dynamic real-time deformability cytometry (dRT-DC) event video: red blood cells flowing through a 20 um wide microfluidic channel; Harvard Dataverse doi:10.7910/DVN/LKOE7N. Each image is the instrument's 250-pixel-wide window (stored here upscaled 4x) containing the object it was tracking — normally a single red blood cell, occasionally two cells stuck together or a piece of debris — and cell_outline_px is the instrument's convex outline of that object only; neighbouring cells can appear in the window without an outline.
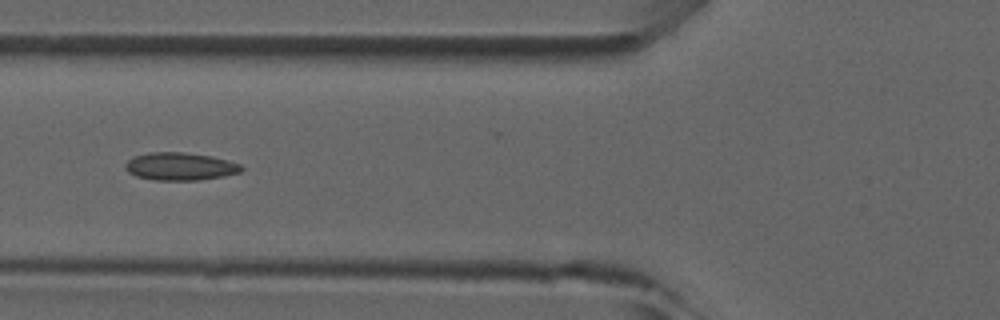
{"species": "common noctule bat (a hibernating species)", "species_latin": "Nyctalus noctula", "temperature_condition": "room temperature", "stored_images_in_passage": 4, "camera_frame_rate_fps": 3000, "um_per_image_px": 0.085, "animal": {"sex": "male", "forearm_length_mm": 52.5}, "frame": {"image": 1, "passage_image": 3, "time_ms": 2.333, "image_size_px": [1000, 320], "cell_outline_px": [[244, 168], [240, 172], [224, 176], [196, 180], [156, 180], [136, 176], [128, 172], [124, 168], [124, 164], [128, 160], [136, 156], [148, 152], [184, 152], [212, 156], [228, 160], [240, 164]], "centroid_in_image_um": [15.31, 14.14], "position_along_channel_um": 110.5, "area_um2": 18.79}}
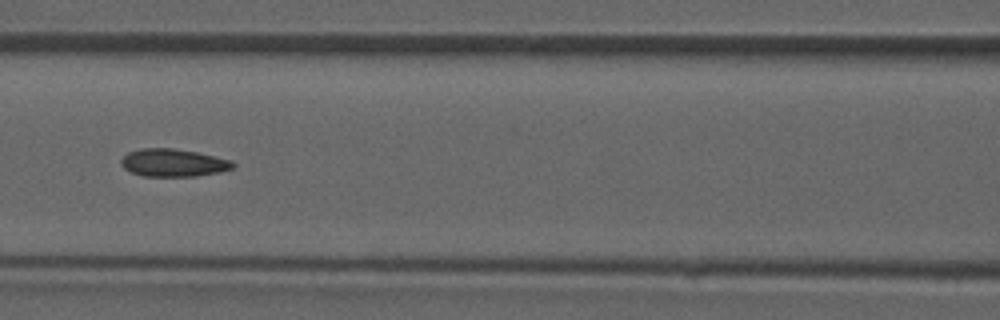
{"frame": {"image": 2, "passage_image": 4, "time_ms": 3.333, "image_size_px": [1000, 320], "cell_outline_px": [[236, 164], [232, 168], [220, 172], [196, 176], [144, 176], [132, 172], [124, 168], [120, 164], [120, 160], [128, 152], [140, 148], [172, 148], [196, 152], [232, 160]], "centroid_in_image_um": [14.72, 13.83], "position_along_channel_um": 151.9, "area_um2": 18.03}}